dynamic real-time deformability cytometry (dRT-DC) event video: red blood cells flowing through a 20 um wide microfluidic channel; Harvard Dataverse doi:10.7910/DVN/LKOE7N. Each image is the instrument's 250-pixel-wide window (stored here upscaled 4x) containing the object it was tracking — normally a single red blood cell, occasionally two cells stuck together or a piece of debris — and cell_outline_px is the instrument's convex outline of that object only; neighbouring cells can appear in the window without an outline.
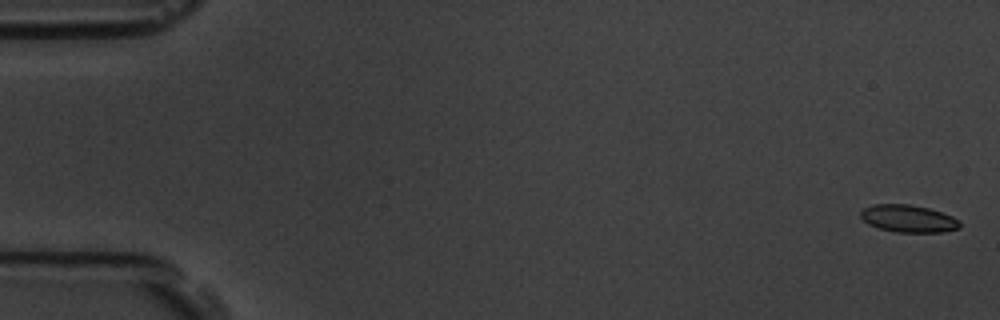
{"species": "common noctule bat (a hibernating species)", "species_latin": "Nyctalus noctula", "temperature_condition": "room temperature", "stored_images_in_passage": 6, "camera_frame_rate_fps": 3000, "um_per_image_px": 0.085, "animal": {"sex": "male", "body_mass_g": 19.5, "forearm_length_mm": 54.6}, "frame": {"image": 1, "passage_image": 1, "time_ms": 0.0, "image_size_px": [1000, 320], "cell_outline_px": [[960, 228], [944, 232], [896, 232], [880, 228], [868, 224], [860, 216], [860, 212], [864, 208], [872, 204], [908, 204], [928, 208], [952, 216], [960, 220]], "centroid_in_image_um": [77.22, 18.58], "position_along_channel_um": 7.8, "area_um2": 15.78}}
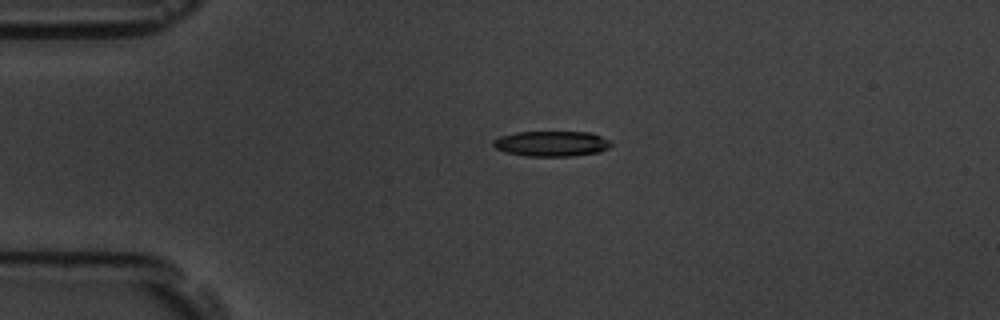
{"frame": {"image": 2, "passage_image": 6, "time_ms": 1.667, "image_size_px": [1000, 320], "cell_outline_px": [[612, 144], [608, 148], [600, 152], [572, 156], [524, 156], [504, 152], [496, 148], [492, 144], [492, 140], [500, 136], [516, 132], [592, 132], [612, 140]], "centroid_in_image_um": [46.9, 12.21], "position_along_channel_um": 38.1, "area_um2": 17.69}}